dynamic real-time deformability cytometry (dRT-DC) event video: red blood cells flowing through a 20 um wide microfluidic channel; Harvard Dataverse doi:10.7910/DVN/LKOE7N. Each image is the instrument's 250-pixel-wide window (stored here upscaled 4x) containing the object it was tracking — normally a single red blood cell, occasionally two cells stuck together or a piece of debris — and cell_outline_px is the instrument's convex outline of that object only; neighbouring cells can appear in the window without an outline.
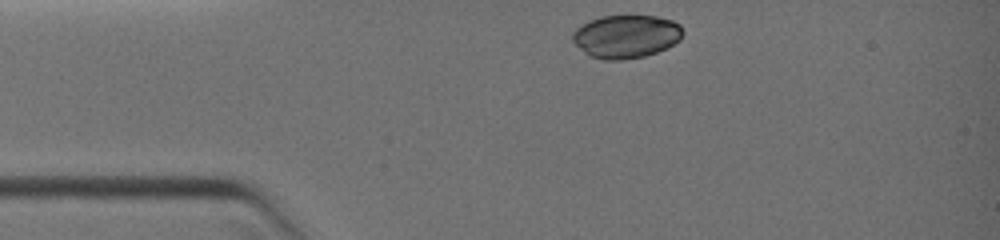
{"species": "common noctule bat (a hibernating species)", "species_latin": "Nyctalus noctula", "temperature_condition": "warm", "stored_images_in_passage": 11, "camera_frame_rate_fps": 3000, "um_per_image_px": 0.085, "animal": {"sex": "female", "body_mass_g": 19.0, "forearm_length_mm": 51.5}, "frame": {"image": 1, "passage_image": 1, "time_ms": 0.0, "image_size_px": [1000, 240], "cell_outline_px": [[684, 32], [680, 40], [656, 52], [644, 56], [624, 60], [604, 60], [588, 56], [572, 40], [572, 32], [580, 24], [588, 20], [600, 16], [656, 16], [672, 20], [680, 24]], "centroid_in_image_um": [53.19, 3.09], "position_along_channel_um": 31.8, "area_um2": 27.92}}
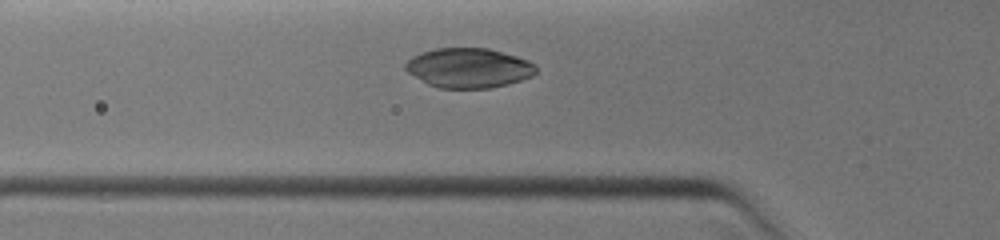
{"frame": {"image": 2, "passage_image": 6, "time_ms": 2.0, "image_size_px": [1000, 240], "cell_outline_px": [[536, 72], [532, 76], [508, 84], [492, 88], [440, 88], [428, 84], [408, 72], [404, 68], [404, 64], [412, 56], [436, 48], [488, 48], [516, 56], [528, 60], [536, 64]], "centroid_in_image_um": [39.85, 5.77], "position_along_channel_um": 85.9, "area_um2": 30.11}}
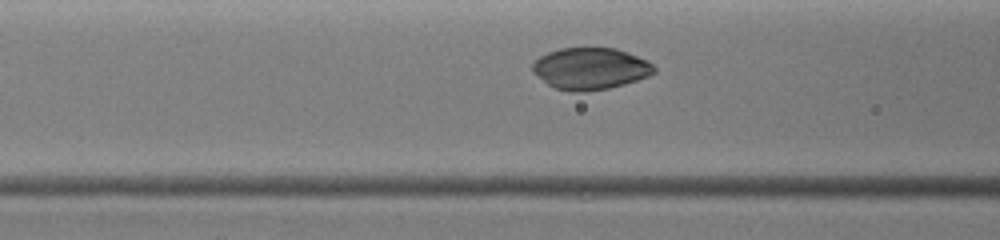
{"frame": {"image": 3, "passage_image": 8, "time_ms": 2.667, "image_size_px": [1000, 240], "cell_outline_px": [[656, 72], [648, 76], [624, 84], [608, 88], [584, 92], [572, 92], [556, 88], [548, 84], [532, 72], [532, 64], [540, 56], [548, 52], [560, 48], [616, 48], [628, 52], [648, 60], [656, 68]], "centroid_in_image_um": [50.19, 5.82], "position_along_channel_um": 116.4, "area_um2": 29.59}}